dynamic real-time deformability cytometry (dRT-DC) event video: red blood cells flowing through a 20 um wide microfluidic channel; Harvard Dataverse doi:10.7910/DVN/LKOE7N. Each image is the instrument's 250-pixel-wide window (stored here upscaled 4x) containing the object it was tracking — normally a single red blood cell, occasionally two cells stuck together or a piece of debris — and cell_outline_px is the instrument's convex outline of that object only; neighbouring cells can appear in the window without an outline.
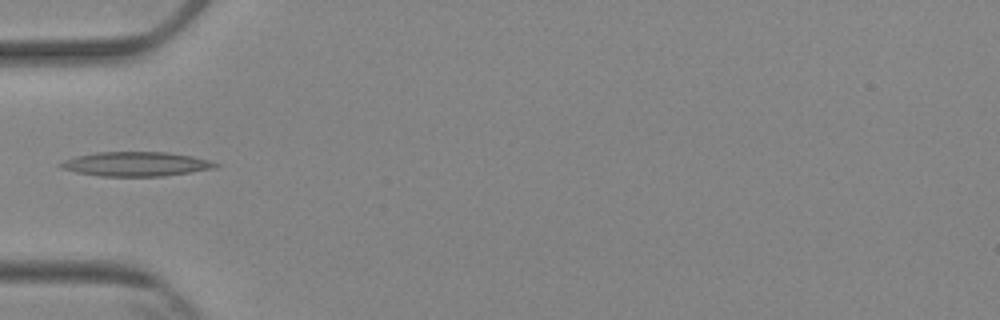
{"species": "Egyptian fruit bat (a non-hibernating species)", "species_latin": "Rousettus aegyptiacus", "temperature_condition": "cold", "stored_images_in_passage": 3, "camera_frame_rate_fps": 3000, "um_per_image_px": 0.085, "animal": {"sex": "female"}, "frame": {"image": 1, "passage_image": 3, "time_ms": 2.333, "image_size_px": [1000, 320], "cell_outline_px": [[220, 164], [216, 168], [192, 172], [164, 176], [100, 176], [76, 172], [60, 168], [56, 164], [64, 160], [76, 156], [96, 152], [168, 152], [192, 156], [208, 160]], "centroid_in_image_um": [11.54, 13.94], "position_along_channel_um": 73.5, "area_um2": 22.08}}